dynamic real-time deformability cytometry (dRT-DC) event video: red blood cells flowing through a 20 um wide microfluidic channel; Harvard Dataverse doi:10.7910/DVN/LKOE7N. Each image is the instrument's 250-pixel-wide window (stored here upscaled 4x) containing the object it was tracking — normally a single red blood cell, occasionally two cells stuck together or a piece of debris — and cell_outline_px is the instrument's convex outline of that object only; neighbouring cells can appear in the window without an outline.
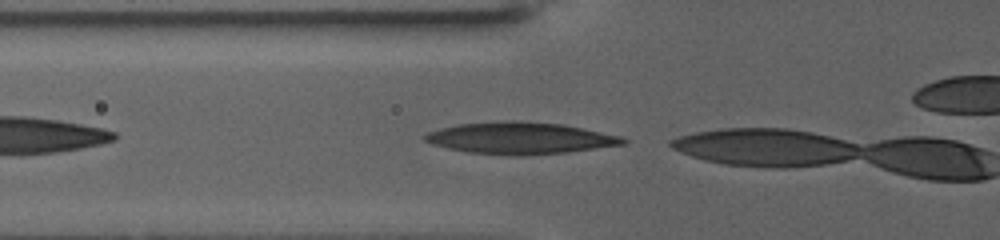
{"species": "human", "species_latin": "Homo sapiens", "temperature_condition": "warm", "stored_images_in_passage": 7, "camera_frame_rate_fps": 3000, "um_per_image_px": 0.085, "donor": {"sex": "female"}, "frame": {"image": 1, "passage_image": 6, "time_ms": 1.667, "image_size_px": [1000, 240], "cell_outline_px": [[628, 144], [568, 152], [520, 156], [508, 156], [468, 152], [448, 148], [432, 144], [424, 140], [424, 136], [428, 132], [440, 128], [460, 124], [504, 120], [520, 120], [564, 124], [620, 136], [628, 140]], "centroid_in_image_um": [44.24, 11.74], "position_along_channel_um": 81.6, "area_um2": 36.99}}